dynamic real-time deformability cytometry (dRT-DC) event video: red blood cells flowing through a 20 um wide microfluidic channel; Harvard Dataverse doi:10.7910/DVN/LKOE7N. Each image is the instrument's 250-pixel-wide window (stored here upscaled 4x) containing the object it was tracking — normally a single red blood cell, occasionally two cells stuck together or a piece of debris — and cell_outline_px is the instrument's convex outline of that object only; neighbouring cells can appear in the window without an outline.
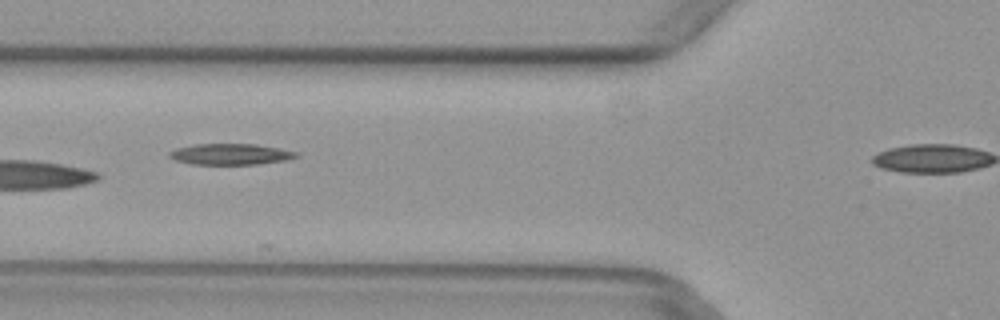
{"species": "common noctule bat (a hibernating species)", "species_latin": "Nyctalus noctula", "temperature_condition": "warm", "stored_images_in_passage": 7, "camera_frame_rate_fps": 3000, "um_per_image_px": 0.085, "animal": {"sex": "female", "body_mass_g": 29.2, "forearm_length_mm": 56.3}, "frame": {"image": 1, "passage_image": 4, "time_ms": 1.0, "image_size_px": [1000, 320], "cell_outline_px": [[300, 156], [284, 160], [256, 164], [192, 164], [176, 160], [168, 156], [168, 152], [176, 148], [196, 144], [256, 144], [280, 148], [300, 152]], "centroid_in_image_um": [19.62, 13.1], "position_along_channel_um": 106.2, "area_um2": 15.55}}